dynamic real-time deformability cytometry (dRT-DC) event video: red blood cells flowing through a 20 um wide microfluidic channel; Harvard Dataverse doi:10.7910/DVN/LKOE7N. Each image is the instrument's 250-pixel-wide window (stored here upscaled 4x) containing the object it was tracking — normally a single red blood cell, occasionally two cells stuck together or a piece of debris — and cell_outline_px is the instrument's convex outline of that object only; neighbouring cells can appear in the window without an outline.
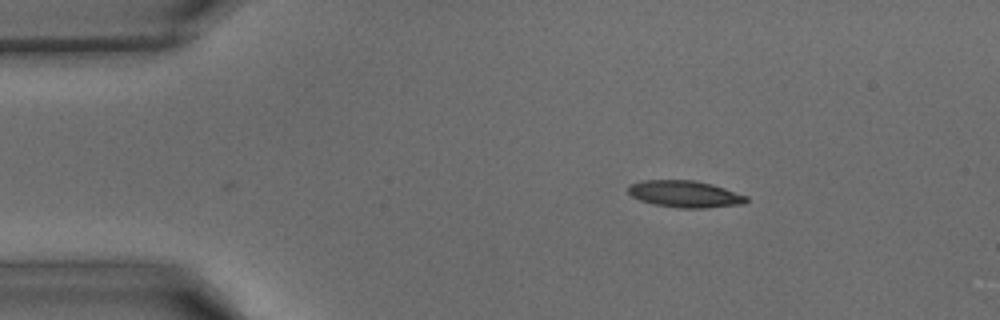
{"species": "common noctule bat (a hibernating species)", "species_latin": "Nyctalus noctula", "temperature_condition": "warm", "stored_images_in_passage": 32, "camera_frame_rate_fps": 3000, "um_per_image_px": 0.085, "animal": {"sex": "male", "body_mass_g": 15.6}, "frame": {"image": 1, "passage_image": 1, "time_ms": 0.0, "image_size_px": [1000, 320], "cell_outline_px": [[748, 200], [744, 204], [704, 208], [680, 208], [656, 204], [640, 200], [632, 196], [628, 192], [628, 184], [644, 180], [696, 180], [712, 184], [748, 196]], "centroid_in_image_um": [58.23, 16.48], "position_along_channel_um": 26.8, "area_um2": 18.44}}
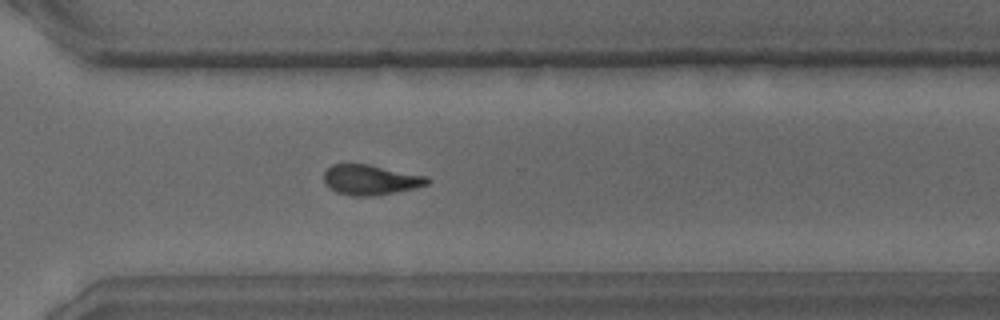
{"frame": {"image": 2, "passage_image": 24, "time_ms": 7.667, "image_size_px": [1000, 320], "cell_outline_px": [[428, 184], [416, 188], [372, 196], [352, 196], [336, 192], [328, 188], [324, 184], [324, 172], [332, 164], [368, 164], [428, 176]], "centroid_in_image_um": [31.46, 15.29], "position_along_channel_um": 339.1, "area_um2": 18.21}}
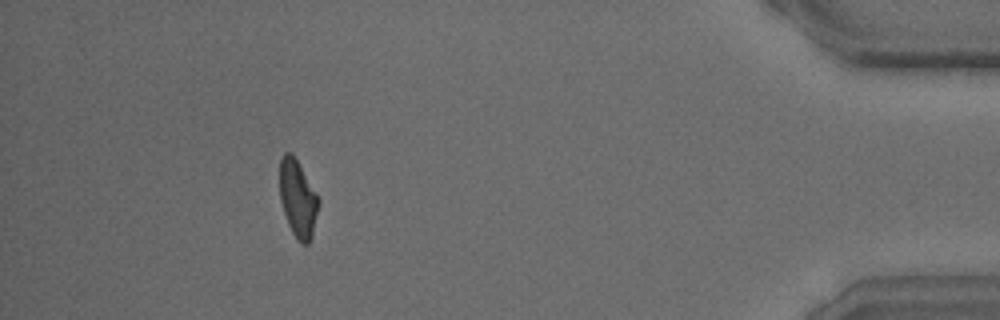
{"frame": {"image": 3, "passage_image": 32, "time_ms": 10.333, "image_size_px": [1000, 320], "cell_outline_px": [[320, 204], [312, 236], [308, 244], [300, 244], [296, 240], [288, 224], [280, 200], [280, 160], [284, 152], [292, 152], [316, 192], [320, 200]], "centroid_in_image_um": [25.32, 16.9], "position_along_channel_um": 409.9, "area_um2": 17.63}}